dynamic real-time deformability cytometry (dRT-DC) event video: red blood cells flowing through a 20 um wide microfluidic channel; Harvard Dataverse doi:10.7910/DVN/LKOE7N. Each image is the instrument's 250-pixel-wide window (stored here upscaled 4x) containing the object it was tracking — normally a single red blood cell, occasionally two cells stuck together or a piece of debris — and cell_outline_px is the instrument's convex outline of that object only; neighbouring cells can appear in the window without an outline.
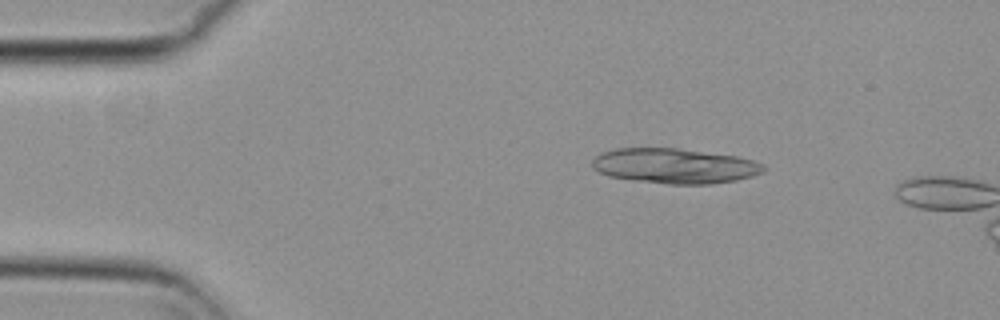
{"species": "common noctule bat (a hibernating species)", "species_latin": "Nyctalus noctula", "temperature_condition": "cold", "stored_images_in_passage": 14, "camera_frame_rate_fps": 3000, "um_per_image_px": 0.085, "animal": {"sex": "female", "body_mass_g": 29.2, "forearm_length_mm": 56.3}, "frame": {"image": 1, "passage_image": 8, "time_ms": 2.333, "image_size_px": [1000, 320], "cell_outline_px": [[768, 168], [764, 172], [752, 176], [736, 180], [712, 184], [668, 184], [632, 180], [608, 176], [592, 168], [592, 160], [600, 152], [616, 148], [676, 148], [736, 156], [752, 160], [764, 164]], "centroid_in_image_um": [57.34, 14.1], "position_along_channel_um": 27.7, "area_um2": 35.2}}